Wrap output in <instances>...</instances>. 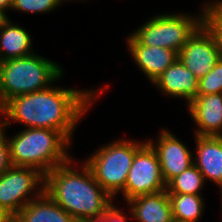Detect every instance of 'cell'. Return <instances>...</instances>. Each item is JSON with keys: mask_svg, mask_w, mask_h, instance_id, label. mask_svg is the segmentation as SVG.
I'll return each mask as SVG.
<instances>
[{"mask_svg": "<svg viewBox=\"0 0 222 222\" xmlns=\"http://www.w3.org/2000/svg\"><path fill=\"white\" fill-rule=\"evenodd\" d=\"M202 5L198 15L182 12L181 14L161 13L154 15L133 31L131 35L141 45L168 48L178 54L188 39L206 21L205 3Z\"/></svg>", "mask_w": 222, "mask_h": 222, "instance_id": "6", "label": "cell"}, {"mask_svg": "<svg viewBox=\"0 0 222 222\" xmlns=\"http://www.w3.org/2000/svg\"><path fill=\"white\" fill-rule=\"evenodd\" d=\"M117 206V207H116ZM119 206L113 203L106 211V219L108 222H127L132 216H127L124 214L122 209L118 208ZM129 217V219H128Z\"/></svg>", "mask_w": 222, "mask_h": 222, "instance_id": "24", "label": "cell"}, {"mask_svg": "<svg viewBox=\"0 0 222 222\" xmlns=\"http://www.w3.org/2000/svg\"><path fill=\"white\" fill-rule=\"evenodd\" d=\"M82 222H108L106 219V212L100 216L88 217L84 219Z\"/></svg>", "mask_w": 222, "mask_h": 222, "instance_id": "26", "label": "cell"}, {"mask_svg": "<svg viewBox=\"0 0 222 222\" xmlns=\"http://www.w3.org/2000/svg\"><path fill=\"white\" fill-rule=\"evenodd\" d=\"M222 44L217 32L205 21L183 45L178 58L200 80L221 59Z\"/></svg>", "mask_w": 222, "mask_h": 222, "instance_id": "8", "label": "cell"}, {"mask_svg": "<svg viewBox=\"0 0 222 222\" xmlns=\"http://www.w3.org/2000/svg\"><path fill=\"white\" fill-rule=\"evenodd\" d=\"M33 39L22 26L8 19L0 27V62L34 53Z\"/></svg>", "mask_w": 222, "mask_h": 222, "instance_id": "17", "label": "cell"}, {"mask_svg": "<svg viewBox=\"0 0 222 222\" xmlns=\"http://www.w3.org/2000/svg\"><path fill=\"white\" fill-rule=\"evenodd\" d=\"M64 0H14L11 9L17 12L44 14L56 10Z\"/></svg>", "mask_w": 222, "mask_h": 222, "instance_id": "20", "label": "cell"}, {"mask_svg": "<svg viewBox=\"0 0 222 222\" xmlns=\"http://www.w3.org/2000/svg\"><path fill=\"white\" fill-rule=\"evenodd\" d=\"M14 0H0V9L8 12L11 9Z\"/></svg>", "mask_w": 222, "mask_h": 222, "instance_id": "27", "label": "cell"}, {"mask_svg": "<svg viewBox=\"0 0 222 222\" xmlns=\"http://www.w3.org/2000/svg\"><path fill=\"white\" fill-rule=\"evenodd\" d=\"M126 39L132 60L151 84L178 58L171 49L141 45L131 34Z\"/></svg>", "mask_w": 222, "mask_h": 222, "instance_id": "12", "label": "cell"}, {"mask_svg": "<svg viewBox=\"0 0 222 222\" xmlns=\"http://www.w3.org/2000/svg\"><path fill=\"white\" fill-rule=\"evenodd\" d=\"M205 180L201 172L193 164L181 174L174 177L166 186L168 194H194L202 195Z\"/></svg>", "mask_w": 222, "mask_h": 222, "instance_id": "19", "label": "cell"}, {"mask_svg": "<svg viewBox=\"0 0 222 222\" xmlns=\"http://www.w3.org/2000/svg\"><path fill=\"white\" fill-rule=\"evenodd\" d=\"M161 93L186 100L187 105L196 97L198 79L177 58L153 83Z\"/></svg>", "mask_w": 222, "mask_h": 222, "instance_id": "13", "label": "cell"}, {"mask_svg": "<svg viewBox=\"0 0 222 222\" xmlns=\"http://www.w3.org/2000/svg\"><path fill=\"white\" fill-rule=\"evenodd\" d=\"M0 222H13V218L5 211L0 209Z\"/></svg>", "mask_w": 222, "mask_h": 222, "instance_id": "28", "label": "cell"}, {"mask_svg": "<svg viewBox=\"0 0 222 222\" xmlns=\"http://www.w3.org/2000/svg\"><path fill=\"white\" fill-rule=\"evenodd\" d=\"M206 22L217 32L222 44V0H211L205 3Z\"/></svg>", "mask_w": 222, "mask_h": 222, "instance_id": "22", "label": "cell"}, {"mask_svg": "<svg viewBox=\"0 0 222 222\" xmlns=\"http://www.w3.org/2000/svg\"><path fill=\"white\" fill-rule=\"evenodd\" d=\"M12 166L7 135L0 139V176Z\"/></svg>", "mask_w": 222, "mask_h": 222, "instance_id": "23", "label": "cell"}, {"mask_svg": "<svg viewBox=\"0 0 222 222\" xmlns=\"http://www.w3.org/2000/svg\"><path fill=\"white\" fill-rule=\"evenodd\" d=\"M172 131L161 129L157 139H146L157 153L166 185L184 170L193 165V152Z\"/></svg>", "mask_w": 222, "mask_h": 222, "instance_id": "10", "label": "cell"}, {"mask_svg": "<svg viewBox=\"0 0 222 222\" xmlns=\"http://www.w3.org/2000/svg\"><path fill=\"white\" fill-rule=\"evenodd\" d=\"M43 192V173L32 167L11 166L0 176V209L14 218Z\"/></svg>", "mask_w": 222, "mask_h": 222, "instance_id": "7", "label": "cell"}, {"mask_svg": "<svg viewBox=\"0 0 222 222\" xmlns=\"http://www.w3.org/2000/svg\"><path fill=\"white\" fill-rule=\"evenodd\" d=\"M8 128L7 114L4 104H0V139L4 138L7 134L5 130Z\"/></svg>", "mask_w": 222, "mask_h": 222, "instance_id": "25", "label": "cell"}, {"mask_svg": "<svg viewBox=\"0 0 222 222\" xmlns=\"http://www.w3.org/2000/svg\"><path fill=\"white\" fill-rule=\"evenodd\" d=\"M195 157L193 164L206 181L222 185V136L194 135Z\"/></svg>", "mask_w": 222, "mask_h": 222, "instance_id": "14", "label": "cell"}, {"mask_svg": "<svg viewBox=\"0 0 222 222\" xmlns=\"http://www.w3.org/2000/svg\"><path fill=\"white\" fill-rule=\"evenodd\" d=\"M126 204L136 222H174L167 190L136 196Z\"/></svg>", "mask_w": 222, "mask_h": 222, "instance_id": "15", "label": "cell"}, {"mask_svg": "<svg viewBox=\"0 0 222 222\" xmlns=\"http://www.w3.org/2000/svg\"><path fill=\"white\" fill-rule=\"evenodd\" d=\"M74 163L71 157L45 174L44 192L76 221L82 222L104 214L114 202L85 162L81 161L80 167Z\"/></svg>", "mask_w": 222, "mask_h": 222, "instance_id": "2", "label": "cell"}, {"mask_svg": "<svg viewBox=\"0 0 222 222\" xmlns=\"http://www.w3.org/2000/svg\"><path fill=\"white\" fill-rule=\"evenodd\" d=\"M9 19L4 10L0 9V27Z\"/></svg>", "mask_w": 222, "mask_h": 222, "instance_id": "29", "label": "cell"}, {"mask_svg": "<svg viewBox=\"0 0 222 222\" xmlns=\"http://www.w3.org/2000/svg\"><path fill=\"white\" fill-rule=\"evenodd\" d=\"M108 87L77 90L51 85L45 90L12 97L4 103L8 127L14 121L25 128L52 129L72 143L78 122Z\"/></svg>", "mask_w": 222, "mask_h": 222, "instance_id": "1", "label": "cell"}, {"mask_svg": "<svg viewBox=\"0 0 222 222\" xmlns=\"http://www.w3.org/2000/svg\"><path fill=\"white\" fill-rule=\"evenodd\" d=\"M13 222H78L45 192L26 204Z\"/></svg>", "mask_w": 222, "mask_h": 222, "instance_id": "16", "label": "cell"}, {"mask_svg": "<svg viewBox=\"0 0 222 222\" xmlns=\"http://www.w3.org/2000/svg\"><path fill=\"white\" fill-rule=\"evenodd\" d=\"M174 222H199L203 217L205 199L202 195L168 194Z\"/></svg>", "mask_w": 222, "mask_h": 222, "instance_id": "18", "label": "cell"}, {"mask_svg": "<svg viewBox=\"0 0 222 222\" xmlns=\"http://www.w3.org/2000/svg\"><path fill=\"white\" fill-rule=\"evenodd\" d=\"M146 142L118 138L98 147L95 153L83 160L95 180L113 199L124 190L135 153Z\"/></svg>", "mask_w": 222, "mask_h": 222, "instance_id": "5", "label": "cell"}, {"mask_svg": "<svg viewBox=\"0 0 222 222\" xmlns=\"http://www.w3.org/2000/svg\"><path fill=\"white\" fill-rule=\"evenodd\" d=\"M58 63L37 53L0 62V104L17 95L49 88L63 78ZM59 80V81H58Z\"/></svg>", "mask_w": 222, "mask_h": 222, "instance_id": "4", "label": "cell"}, {"mask_svg": "<svg viewBox=\"0 0 222 222\" xmlns=\"http://www.w3.org/2000/svg\"><path fill=\"white\" fill-rule=\"evenodd\" d=\"M219 189H220V192H219V194H221L220 196H221V200H222V185L221 186H219ZM221 203H222V201H221ZM221 207H222V204H221ZM222 209V208H221ZM222 211V210H221Z\"/></svg>", "mask_w": 222, "mask_h": 222, "instance_id": "30", "label": "cell"}, {"mask_svg": "<svg viewBox=\"0 0 222 222\" xmlns=\"http://www.w3.org/2000/svg\"><path fill=\"white\" fill-rule=\"evenodd\" d=\"M186 106L197 126L194 135L222 136V93L196 95Z\"/></svg>", "mask_w": 222, "mask_h": 222, "instance_id": "11", "label": "cell"}, {"mask_svg": "<svg viewBox=\"0 0 222 222\" xmlns=\"http://www.w3.org/2000/svg\"><path fill=\"white\" fill-rule=\"evenodd\" d=\"M222 93V57L200 80L197 95Z\"/></svg>", "mask_w": 222, "mask_h": 222, "instance_id": "21", "label": "cell"}, {"mask_svg": "<svg viewBox=\"0 0 222 222\" xmlns=\"http://www.w3.org/2000/svg\"><path fill=\"white\" fill-rule=\"evenodd\" d=\"M12 166L32 167L44 175L68 161L71 143L60 131L24 128L8 137Z\"/></svg>", "mask_w": 222, "mask_h": 222, "instance_id": "3", "label": "cell"}, {"mask_svg": "<svg viewBox=\"0 0 222 222\" xmlns=\"http://www.w3.org/2000/svg\"><path fill=\"white\" fill-rule=\"evenodd\" d=\"M166 186L157 153L146 142L135 153L124 190L120 193L124 203L139 195L166 190Z\"/></svg>", "mask_w": 222, "mask_h": 222, "instance_id": "9", "label": "cell"}]
</instances>
